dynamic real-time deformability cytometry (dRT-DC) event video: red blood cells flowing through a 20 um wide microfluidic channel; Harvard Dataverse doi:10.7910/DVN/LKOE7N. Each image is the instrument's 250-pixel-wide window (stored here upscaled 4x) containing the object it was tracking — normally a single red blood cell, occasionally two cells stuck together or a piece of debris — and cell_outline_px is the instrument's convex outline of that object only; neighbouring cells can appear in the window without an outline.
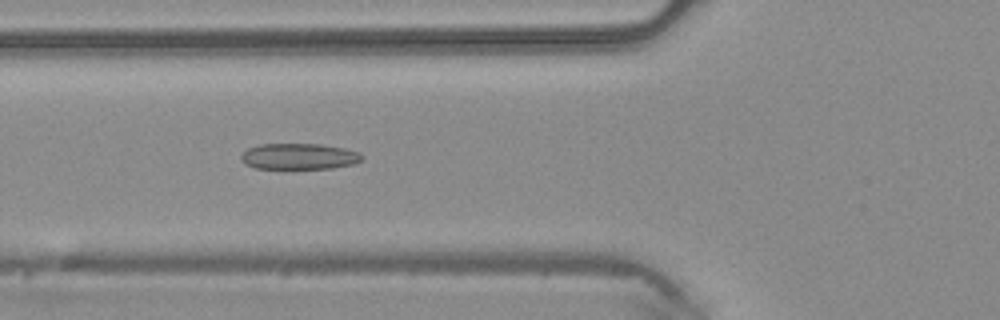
{"species": "common noctule bat (a hibernating species)", "species_latin": "Nyctalus noctula", "temperature_condition": "warm", "stored_images_in_passage": 45, "camera_frame_rate_fps": 3000, "um_per_image_px": 0.085, "animal": {"sex": "male", "body_mass_g": 20.4}, "frame": {"image": 1, "passage_image": 16, "time_ms": 5.0, "image_size_px": [1000, 320], "cell_outline_px": [[364, 156], [360, 160], [352, 164], [332, 168], [256, 168], [244, 164], [240, 160], [240, 156], [248, 148], [260, 144], [320, 144], [344, 148], [360, 152]], "centroid_in_image_um": [25.4, 13.29], "position_along_channel_um": 100.4, "area_um2": 18.26}}
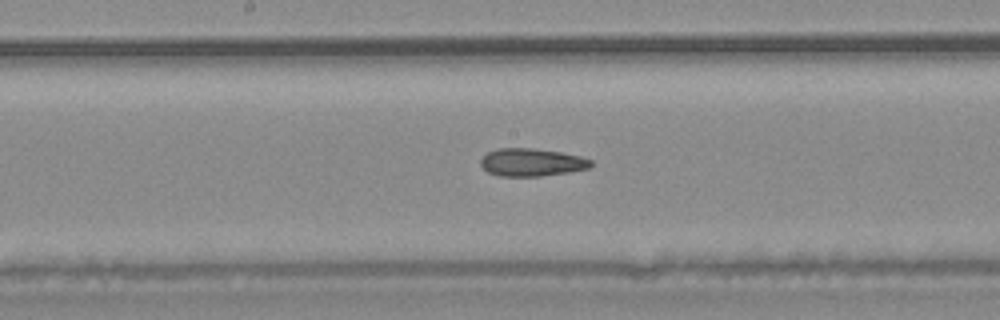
{"frame": {"image": 2, "passage_image": 23, "time_ms": 7.333, "image_size_px": [1000, 320], "cell_outline_px": [[592, 164], [588, 168], [568, 172], [540, 176], [500, 176], [488, 172], [480, 164], [480, 160], [488, 152], [500, 148], [532, 148], [560, 152], [580, 156], [592, 160]], "centroid_in_image_um": [45.18, 13.79], "position_along_channel_um": 203.0, "area_um2": 17.69}}
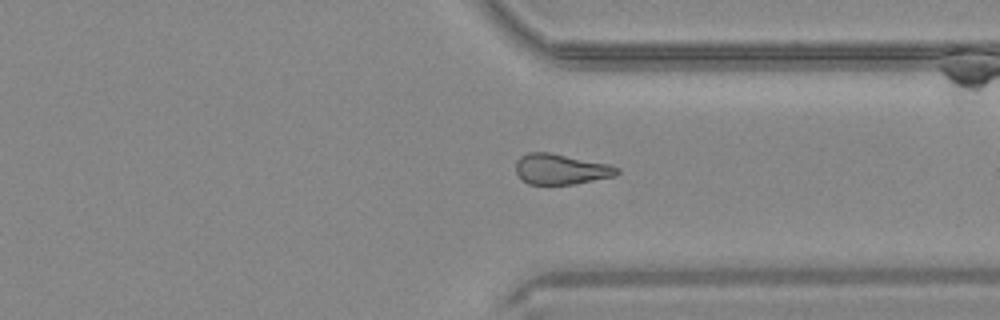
{"frame": {"image": 3, "passage_image": 34, "time_ms": 11.0, "image_size_px": [1000, 320], "cell_outline_px": [[620, 172], [616, 176], [576, 184], [528, 184], [516, 172], [516, 160], [520, 156], [528, 152], [548, 152], [608, 164], [620, 168]], "centroid_in_image_um": [47.69, 14.38], "position_along_channel_um": 363.7, "area_um2": 17.98}}